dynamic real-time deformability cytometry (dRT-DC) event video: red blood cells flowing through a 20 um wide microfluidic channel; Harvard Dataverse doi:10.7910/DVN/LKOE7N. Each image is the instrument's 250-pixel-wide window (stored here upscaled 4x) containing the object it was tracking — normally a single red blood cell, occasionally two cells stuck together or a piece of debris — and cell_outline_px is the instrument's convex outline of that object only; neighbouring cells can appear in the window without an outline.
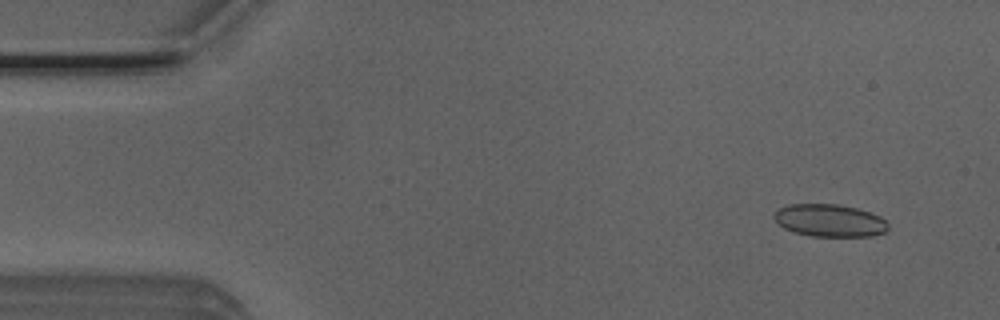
{"species": "Egyptian fruit bat (a non-hibernating species)", "species_latin": "Rousettus aegyptiacus", "temperature_condition": "room temperature", "stored_images_in_passage": 5, "camera_frame_rate_fps": 3000, "um_per_image_px": 0.085, "animal": {"sex": "male"}, "frame": {"image": 1, "passage_image": 2, "time_ms": 0.333, "image_size_px": [1000, 320], "cell_outline_px": [[888, 228], [884, 232], [872, 236], [812, 236], [796, 232], [784, 228], [772, 216], [780, 208], [788, 204], [836, 204], [856, 208], [880, 216], [888, 224]], "centroid_in_image_um": [70.52, 18.74], "position_along_channel_um": 14.5, "area_um2": 21.33}}
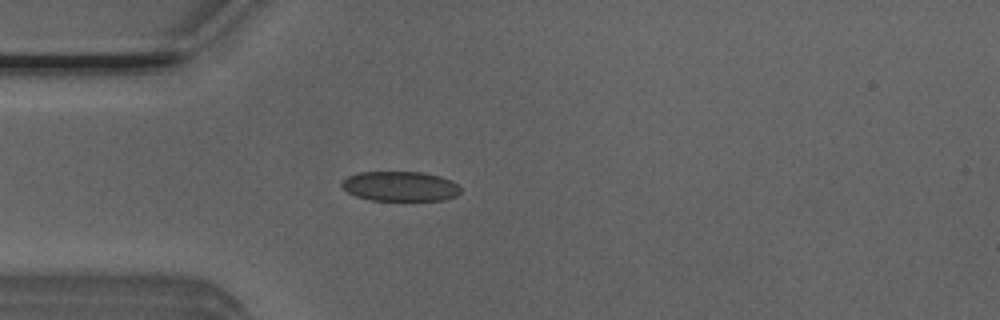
{"frame": {"image": 2, "passage_image": 5, "time_ms": 1.333, "image_size_px": [1000, 320], "cell_outline_px": [[460, 192], [456, 196], [444, 200], [372, 200], [356, 196], [348, 192], [340, 184], [340, 180], [356, 172], [424, 172], [440, 176], [452, 180], [460, 188]], "centroid_in_image_um": [34.0, 15.82], "position_along_channel_um": 51.0, "area_um2": 20.75}}